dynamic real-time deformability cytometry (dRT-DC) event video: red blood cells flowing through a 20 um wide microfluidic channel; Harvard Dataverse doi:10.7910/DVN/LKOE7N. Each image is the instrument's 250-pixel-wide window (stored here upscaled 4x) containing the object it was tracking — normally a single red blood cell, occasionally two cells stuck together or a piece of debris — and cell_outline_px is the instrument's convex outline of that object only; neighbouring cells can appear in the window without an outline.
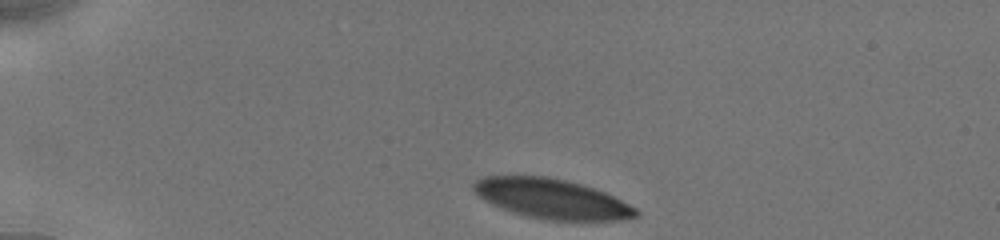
{"species": "human", "species_latin": "Homo sapiens", "temperature_condition": "cold", "stored_images_in_passage": 15, "camera_frame_rate_fps": 3000, "um_per_image_px": 0.085, "donor": {"sex": "male"}, "frame": {"image": 1, "passage_image": 1, "time_ms": 0.0, "image_size_px": [1000, 240], "cell_outline_px": [[640, 212], [636, 216], [624, 220], [548, 220], [528, 216], [492, 204], [484, 200], [472, 188], [472, 184], [476, 180], [484, 176], [544, 176], [564, 180], [580, 184], [604, 192], [636, 208]], "centroid_in_image_um": [46.9, 16.89], "position_along_channel_um": 38.1, "area_um2": 36.99}}
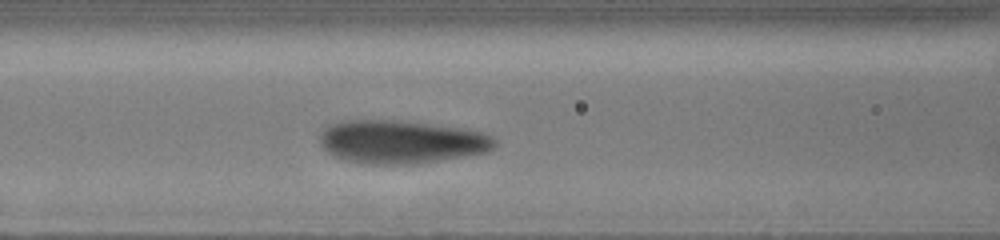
{"frame": {"image": 2, "passage_image": 9, "time_ms": 4.0, "image_size_px": [1000, 240], "cell_outline_px": [[496, 144], [488, 152], [440, 160], [408, 164], [368, 164], [344, 160], [332, 156], [324, 148], [320, 140], [320, 136], [324, 128], [332, 124], [348, 120], [396, 120], [432, 124], [460, 128], [480, 132], [492, 136], [496, 140]], "centroid_in_image_um": [34.09, 12.06], "position_along_channel_um": 132.5, "area_um2": 43.81}}
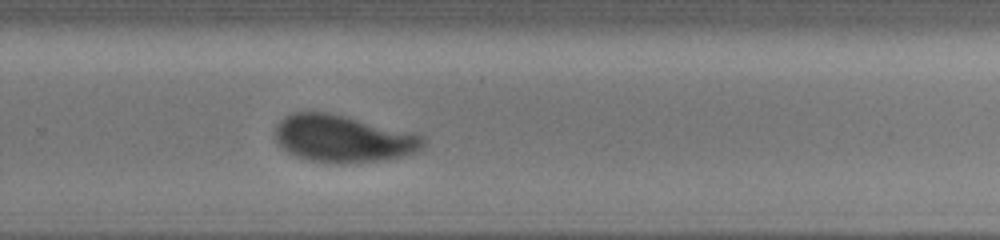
{"frame": {"image": 3, "passage_image": 15, "time_ms": 8.333, "image_size_px": [1000, 240], "cell_outline_px": [[424, 144], [416, 152], [388, 160], [344, 164], [340, 164], [312, 160], [296, 156], [288, 152], [276, 140], [276, 124], [284, 116], [292, 112], [328, 112], [348, 116], [416, 132], [424, 136]], "centroid_in_image_um": [29.21, 11.77], "position_along_channel_um": 300.6, "area_um2": 41.15}}